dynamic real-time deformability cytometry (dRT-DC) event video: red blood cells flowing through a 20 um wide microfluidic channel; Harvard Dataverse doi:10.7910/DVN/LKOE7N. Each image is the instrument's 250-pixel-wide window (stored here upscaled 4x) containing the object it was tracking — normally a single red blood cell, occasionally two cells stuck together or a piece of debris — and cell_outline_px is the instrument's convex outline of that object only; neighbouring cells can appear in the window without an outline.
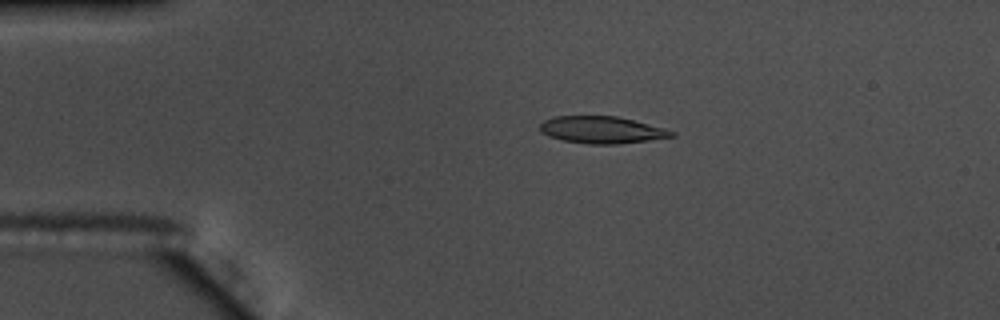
{"species": "common noctule bat (a hibernating species)", "species_latin": "Nyctalus noctula", "temperature_condition": "warm", "stored_images_in_passage": 49, "camera_frame_rate_fps": 3000, "um_per_image_px": 0.085, "animal": {"sex": "male", "body_mass_g": 17.5, "forearm_length_mm": 52.3}, "frame": {"image": 1, "passage_image": 6, "time_ms": 1.667, "image_size_px": [1000, 320], "cell_outline_px": [[676, 136], [648, 140], [616, 144], [588, 144], [564, 140], [548, 136], [540, 132], [540, 124], [544, 120], [556, 116], [616, 116], [664, 128], [676, 132]], "centroid_in_image_um": [51.14, 11.04], "position_along_channel_um": 33.9, "area_um2": 20.58}}
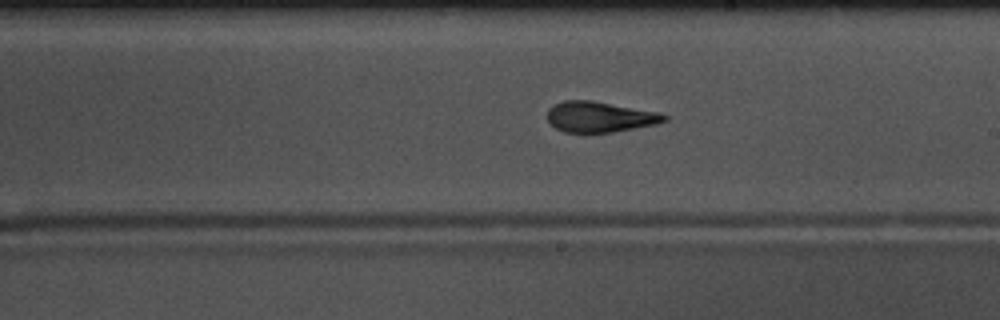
{"frame": {"image": 2, "passage_image": 26, "time_ms": 8.333, "image_size_px": [1000, 320], "cell_outline_px": [[668, 120], [656, 124], [612, 132], [564, 132], [556, 128], [548, 120], [548, 108], [552, 104], [564, 100], [592, 100], [660, 112], [668, 116]], "centroid_in_image_um": [50.99, 9.92], "position_along_channel_um": 238.0, "area_um2": 20.92}}
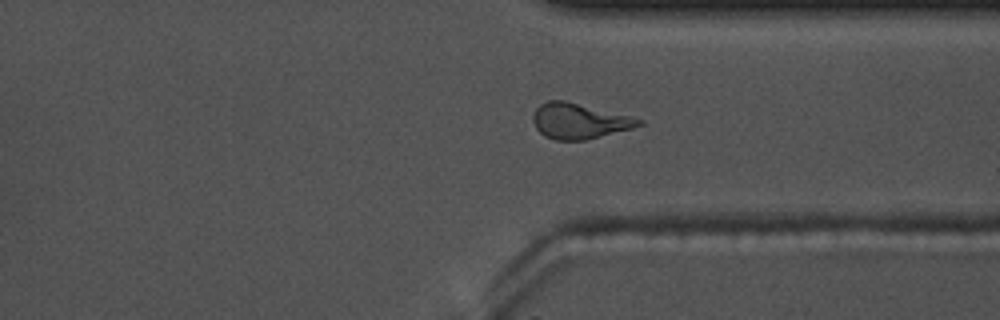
{"frame": {"image": 3, "passage_image": 36, "time_ms": 11.667, "image_size_px": [1000, 320], "cell_outline_px": [[644, 124], [632, 128], [584, 140], [556, 140], [544, 136], [536, 128], [532, 120], [532, 116], [536, 108], [540, 104], [548, 100], [564, 100], [644, 120]], "centroid_in_image_um": [49.19, 10.29], "position_along_channel_um": 362.2, "area_um2": 21.56}, "authors_computed_cell_mechanics": {"area_um2": 21.097, "velocity_mm_per_s": 3.7133, "shape_relaxation_time_tau1_ms": 5.279, "shape_relaxation_time_tau2_ms": 1.9711, "deformation_change_tau1": 0.2141, "deformation_change_tau2": 0.1131}}